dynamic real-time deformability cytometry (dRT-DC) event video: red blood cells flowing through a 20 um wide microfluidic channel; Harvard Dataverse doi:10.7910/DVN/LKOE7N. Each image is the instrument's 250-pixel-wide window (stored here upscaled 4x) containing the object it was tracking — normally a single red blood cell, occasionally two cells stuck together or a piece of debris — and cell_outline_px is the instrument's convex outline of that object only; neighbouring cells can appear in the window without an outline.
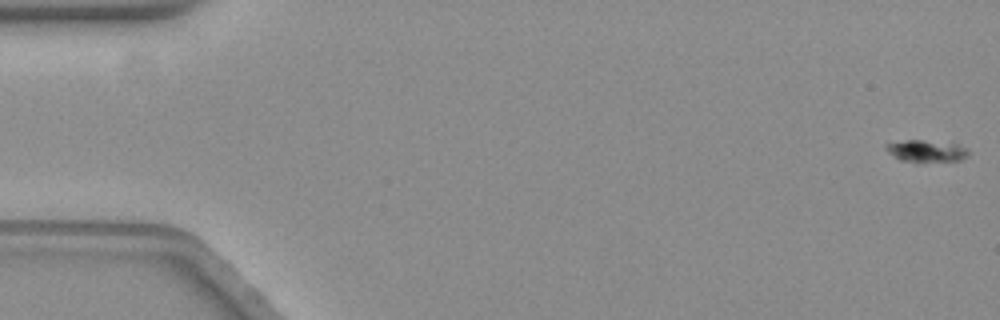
{"species": "common noctule bat (a hibernating species)", "species_latin": "Nyctalus noctula", "temperature_condition": "warm", "stored_images_in_passage": 60, "camera_frame_rate_fps": 3000, "um_per_image_px": 0.085, "animal": {"sex": "female", "body_mass_g": 19.3, "forearm_length_mm": 54.1}, "frame": {"image": 1, "passage_image": 1, "time_ms": 0.0, "image_size_px": [1000, 320], "cell_outline_px": [[968, 156], [960, 160], [916, 164], [900, 160], [888, 152], [884, 148], [884, 144], [908, 140], [924, 140], [956, 144], [968, 148]], "centroid_in_image_um": [78.73, 12.87], "position_along_channel_um": 6.3, "area_um2": 10.92}}
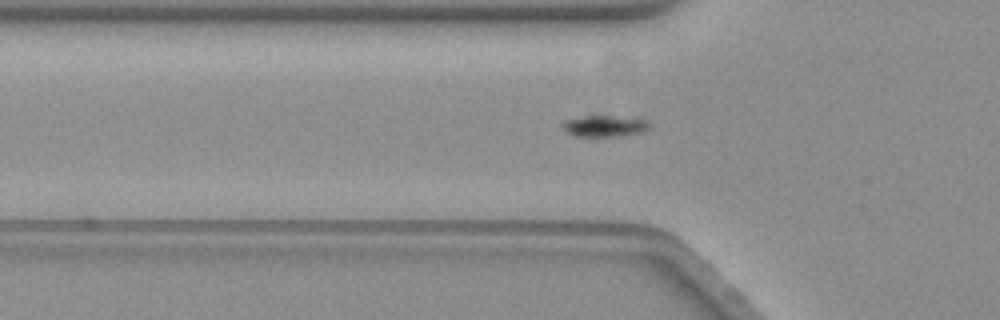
{"frame": {"image": 2, "passage_image": 20, "time_ms": 6.333, "image_size_px": [1000, 320], "cell_outline_px": [[652, 124], [644, 132], [624, 136], [572, 136], [560, 124], [564, 120], [584, 116], [608, 116], [644, 120]], "centroid_in_image_um": [51.37, 10.73], "position_along_channel_um": 74.4, "area_um2": 10.69}}
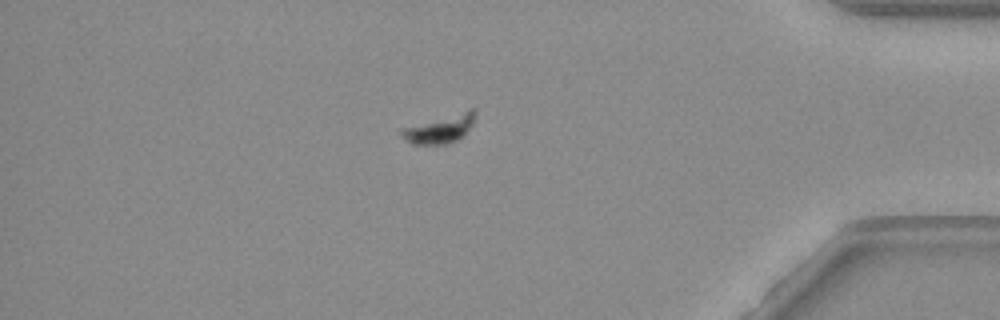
{"frame": {"image": 3, "passage_image": 51, "time_ms": 16.667, "image_size_px": [1000, 320], "cell_outline_px": [[476, 112], [472, 124], [456, 140], [448, 144], [412, 144], [404, 140], [400, 136], [400, 128], [472, 108]], "centroid_in_image_um": [37.32, 10.96], "position_along_channel_um": 397.9, "area_um2": 11.96}, "authors_computed_cell_mechanics": {"area_um2": 11.9935, "velocity_mm_per_s": 3.4768, "shape_relaxation_time_tau1_ms": 3.3188, "shape_relaxation_time_tau2_ms": null, "deformation_change_tau1": 0.1249, "deformation_change_tau2": null}}